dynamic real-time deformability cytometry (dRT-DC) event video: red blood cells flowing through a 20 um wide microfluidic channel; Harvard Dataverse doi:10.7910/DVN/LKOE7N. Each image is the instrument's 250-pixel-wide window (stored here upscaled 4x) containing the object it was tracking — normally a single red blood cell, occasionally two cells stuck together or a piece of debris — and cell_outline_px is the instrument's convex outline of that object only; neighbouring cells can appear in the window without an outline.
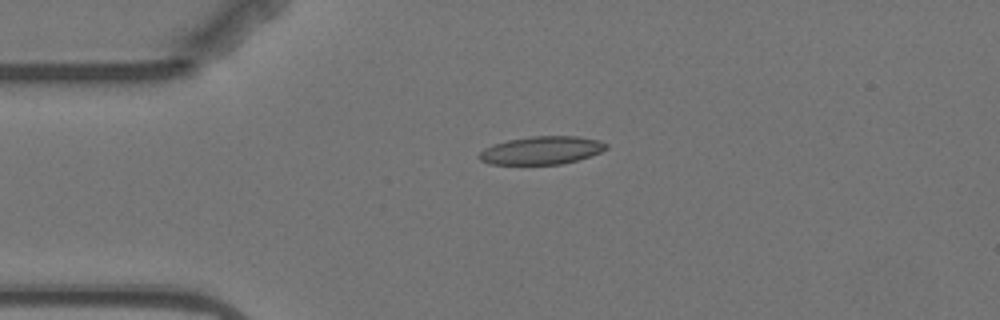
{"species": "Egyptian fruit bat (a non-hibernating species)", "species_latin": "Rousettus aegyptiacus", "temperature_condition": "warm", "stored_images_in_passage": 5, "camera_frame_rate_fps": 3000, "um_per_image_px": 0.085, "animal": {"sex": "female"}, "frame": {"image": 1, "passage_image": 4, "time_ms": 3.667, "image_size_px": [1000, 320], "cell_outline_px": [[608, 148], [600, 152], [576, 160], [560, 164], [488, 164], [480, 160], [476, 156], [484, 148], [492, 144], [508, 140], [532, 136], [576, 136], [596, 140], [608, 144]], "centroid_in_image_um": [45.98, 12.78], "position_along_channel_um": 39.0, "area_um2": 20.63}}